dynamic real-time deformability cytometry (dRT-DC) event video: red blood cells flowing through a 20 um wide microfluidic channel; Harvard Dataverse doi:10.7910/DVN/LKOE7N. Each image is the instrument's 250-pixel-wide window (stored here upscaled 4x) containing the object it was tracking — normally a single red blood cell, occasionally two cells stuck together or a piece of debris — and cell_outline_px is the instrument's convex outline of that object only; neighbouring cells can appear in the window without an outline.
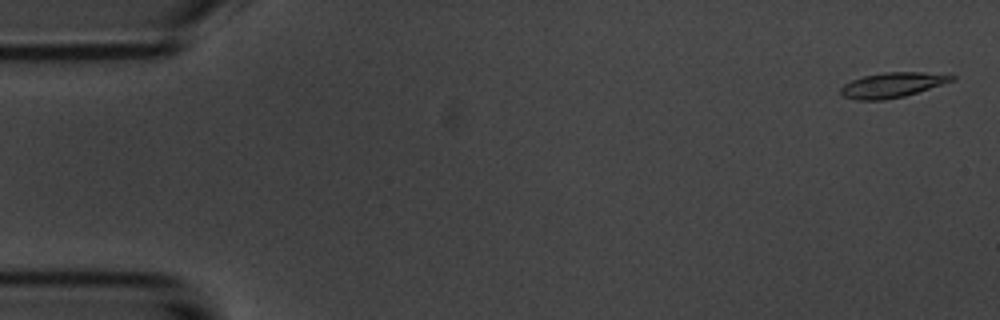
{"species": "common noctule bat (a hibernating species)", "species_latin": "Nyctalus noctula", "temperature_condition": "room temperature", "stored_images_in_passage": 55, "camera_frame_rate_fps": 3000, "um_per_image_px": 0.085, "animal": {"sex": "male", "body_mass_g": 20.1, "forearm_length_mm": 53.5}, "frame": {"image": 1, "passage_image": 2, "time_ms": 0.333, "image_size_px": [1000, 320], "cell_outline_px": [[956, 80], [904, 96], [884, 100], [856, 100], [844, 96], [840, 92], [840, 88], [844, 84], [852, 80], [864, 76], [884, 72], [920, 72], [956, 76]], "centroid_in_image_um": [75.83, 7.23], "position_along_channel_um": 9.2, "area_um2": 16.01}}
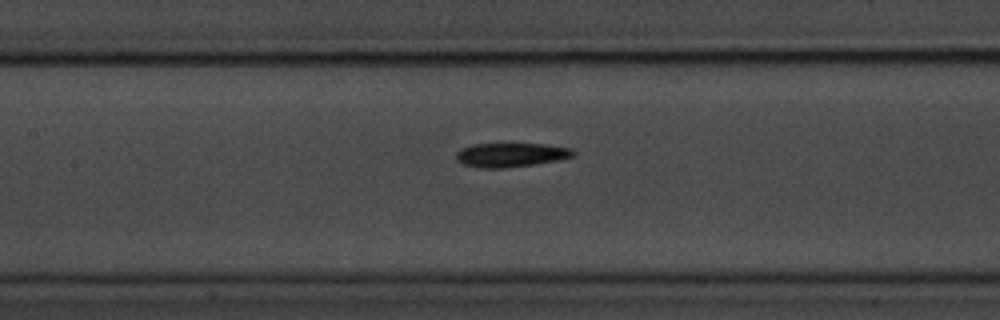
{"frame": {"image": 2, "passage_image": 25, "time_ms": 8.0, "image_size_px": [1000, 320], "cell_outline_px": [[576, 152], [572, 156], [556, 160], [532, 164], [504, 168], [480, 168], [464, 164], [456, 160], [456, 152], [460, 148], [472, 144], [548, 144], [572, 148]], "centroid_in_image_um": [43.39, 13.15], "position_along_channel_um": 164.0, "area_um2": 16.36}}
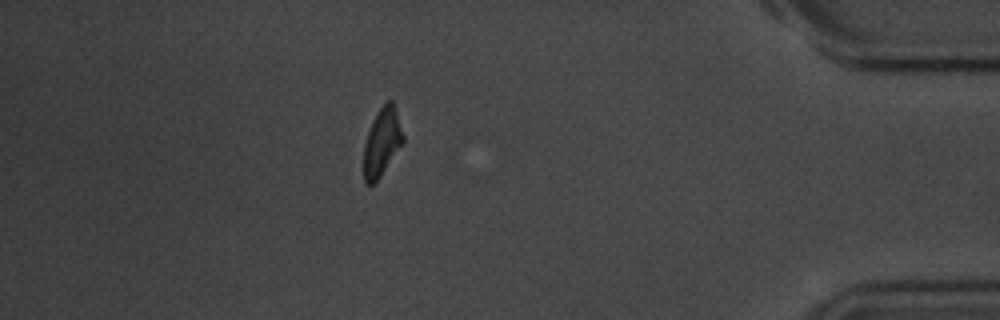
{"frame": {"image": 3, "passage_image": 48, "time_ms": 15.667, "image_size_px": [1000, 320], "cell_outline_px": [[404, 144], [380, 176], [372, 184], [364, 184], [364, 144], [372, 120], [376, 112], [384, 100], [392, 100], [404, 136]], "centroid_in_image_um": [32.47, 12.05], "position_along_channel_um": 402.7, "area_um2": 15.66}, "authors_computed_cell_mechanics": {"area_um2": 16.3574, "velocity_mm_per_s": 3.6877, "shape_relaxation_time_tau1_ms": 3.2773, "shape_relaxation_time_tau2_ms": 5.3348, "deformation_change_tau1": 0.1506, "deformation_change_tau2": 0.1339}}